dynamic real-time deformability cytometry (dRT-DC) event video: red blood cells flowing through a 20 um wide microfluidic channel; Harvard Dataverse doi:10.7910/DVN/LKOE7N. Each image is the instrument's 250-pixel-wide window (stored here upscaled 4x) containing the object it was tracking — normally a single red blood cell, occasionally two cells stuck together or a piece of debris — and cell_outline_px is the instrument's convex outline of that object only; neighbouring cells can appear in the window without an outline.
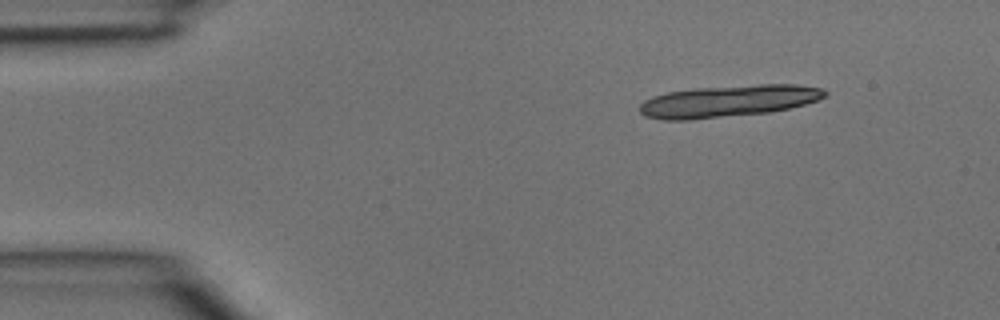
{"species": "common noctule bat (a hibernating species)", "species_latin": "Nyctalus noctula", "temperature_condition": "room temperature", "stored_images_in_passage": 2, "camera_frame_rate_fps": 3000, "um_per_image_px": 0.085, "animal": {"sex": "male", "body_mass_g": 15.6}, "frame": {"image": 1, "passage_image": 2, "time_ms": 0.333, "image_size_px": [1000, 320], "cell_outline_px": [[828, 96], [804, 104], [788, 108], [768, 112], [688, 120], [664, 120], [644, 116], [640, 112], [640, 104], [644, 100], [652, 96], [668, 92], [696, 88], [760, 84], [796, 84], [824, 88], [828, 92]], "centroid_in_image_um": [61.91, 8.58], "position_along_channel_um": 23.1, "area_um2": 34.39}}